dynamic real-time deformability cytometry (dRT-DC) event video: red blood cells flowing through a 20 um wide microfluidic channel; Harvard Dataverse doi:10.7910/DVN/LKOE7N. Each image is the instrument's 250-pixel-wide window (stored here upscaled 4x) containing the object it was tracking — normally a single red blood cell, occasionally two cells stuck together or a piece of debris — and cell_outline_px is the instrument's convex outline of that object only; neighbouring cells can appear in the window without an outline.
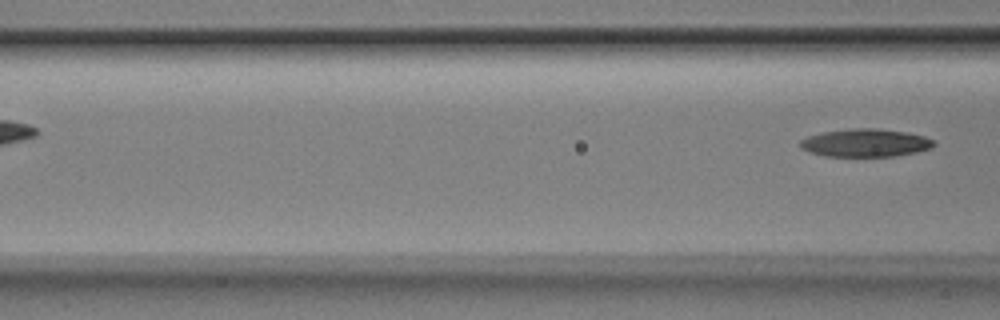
{"species": "Egyptian fruit bat (a non-hibernating species)", "species_latin": "Rousettus aegyptiacus", "temperature_condition": "room temperature", "stored_images_in_passage": 4, "segment_of_instrument_passage": [2, 2], "camera_frame_rate_fps": 3000, "um_per_image_px": 0.085, "animal": {"sex": "male"}, "frame": {"image": 1, "passage_image": 4, "time_ms": 1.0, "image_size_px": [1000, 320], "cell_outline_px": [[936, 144], [932, 148], [916, 152], [892, 156], [824, 156], [800, 148], [800, 140], [808, 136], [820, 132], [848, 128], [876, 128], [908, 132], [924, 136], [932, 140]], "centroid_in_image_um": [73.55, 12.13], "position_along_channel_um": 93.0, "area_um2": 21.85}}